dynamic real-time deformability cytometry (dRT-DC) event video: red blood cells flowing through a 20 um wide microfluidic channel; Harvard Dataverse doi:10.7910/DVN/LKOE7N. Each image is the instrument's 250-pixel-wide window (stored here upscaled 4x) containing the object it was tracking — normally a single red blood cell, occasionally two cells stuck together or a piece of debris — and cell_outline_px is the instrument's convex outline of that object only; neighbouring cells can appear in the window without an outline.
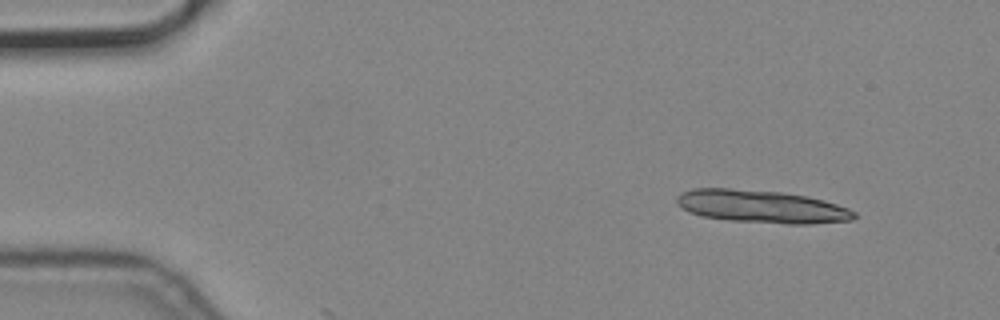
{"species": "common noctule bat (a hibernating species)", "species_latin": "Nyctalus noctula", "temperature_condition": "cold", "stored_images_in_passage": 4, "camera_frame_rate_fps": 3000, "um_per_image_px": 0.085, "animal": {"sex": "male", "body_mass_g": 19.2, "forearm_length_mm": 51.8}, "frame": {"image": 1, "passage_image": 1, "time_ms": 0.0, "image_size_px": [1000, 320], "cell_outline_px": [[856, 216], [852, 220], [812, 224], [788, 224], [728, 220], [700, 216], [688, 212], [676, 204], [676, 196], [680, 192], [692, 188], [732, 188], [784, 192], [808, 196], [824, 200], [848, 208], [856, 212]], "centroid_in_image_um": [64.7, 17.55], "position_along_channel_um": 20.3, "area_um2": 34.39}}